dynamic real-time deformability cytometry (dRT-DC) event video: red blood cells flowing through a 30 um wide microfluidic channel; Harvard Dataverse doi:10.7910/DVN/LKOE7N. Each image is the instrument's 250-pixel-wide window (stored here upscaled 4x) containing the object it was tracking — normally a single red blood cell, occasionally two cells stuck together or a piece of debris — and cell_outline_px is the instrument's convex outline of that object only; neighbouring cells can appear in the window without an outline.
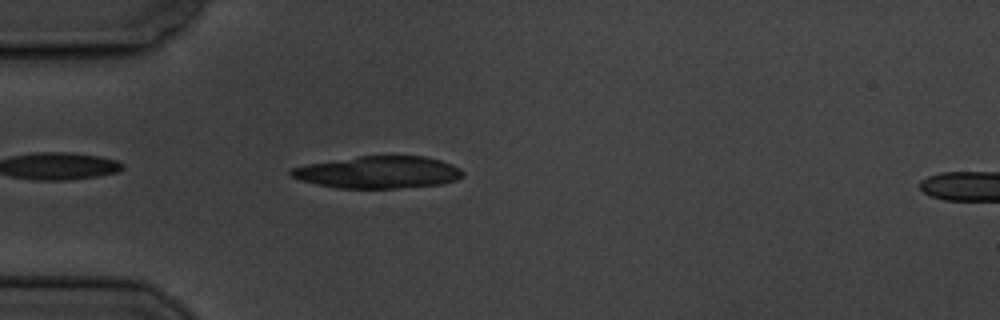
{"species": "common noctule bat (a hibernating species)", "species_latin": "Nyctalus noctula", "temperature_condition": "cold", "stored_images_in_passage": 45, "camera_frame_rate_fps": 3000, "um_per_image_px": 0.085, "animal": {"sex": "male", "body_mass_g": 19.5, "forearm_length_mm": 54.6}, "frame": {"image": 1, "passage_image": 4, "time_ms": 1.0, "image_size_px": [1000, 320], "cell_outline_px": [[464, 176], [456, 180], [440, 184], [396, 188], [336, 188], [316, 184], [300, 180], [292, 176], [288, 172], [292, 168], [308, 164], [360, 156], [424, 156], [440, 160], [452, 164], [460, 168], [464, 172]], "centroid_in_image_um": [32.18, 14.64], "position_along_channel_um": 52.8, "area_um2": 32.02}}